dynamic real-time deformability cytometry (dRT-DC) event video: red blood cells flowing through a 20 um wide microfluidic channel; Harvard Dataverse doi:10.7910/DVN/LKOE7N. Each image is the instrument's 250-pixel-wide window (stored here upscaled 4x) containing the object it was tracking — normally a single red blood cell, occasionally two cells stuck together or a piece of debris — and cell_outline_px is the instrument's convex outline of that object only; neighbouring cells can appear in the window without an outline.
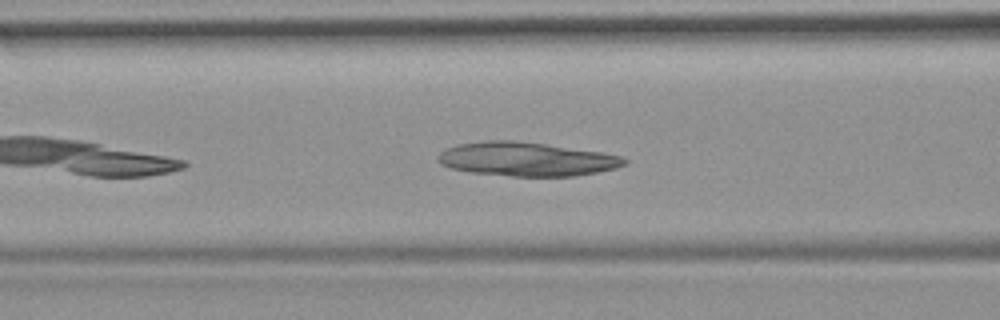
{"species": "common noctule bat (a hibernating species)", "species_latin": "Nyctalus noctula", "temperature_condition": "room temperature", "stored_images_in_passage": 5, "camera_frame_rate_fps": 3000, "um_per_image_px": 0.085, "animal": {"sex": "female", "body_mass_g": 19.9}, "frame": {"image": 1, "passage_image": 5, "time_ms": 5.667, "image_size_px": [1000, 320], "cell_outline_px": [[628, 164], [616, 168], [576, 176], [512, 176], [472, 172], [452, 168], [440, 164], [436, 160], [436, 156], [440, 152], [448, 148], [460, 144], [488, 140], [512, 140], [544, 144], [600, 152], [620, 156], [628, 160]], "centroid_in_image_um": [44.75, 13.53], "position_along_channel_um": 121.9, "area_um2": 36.53}}